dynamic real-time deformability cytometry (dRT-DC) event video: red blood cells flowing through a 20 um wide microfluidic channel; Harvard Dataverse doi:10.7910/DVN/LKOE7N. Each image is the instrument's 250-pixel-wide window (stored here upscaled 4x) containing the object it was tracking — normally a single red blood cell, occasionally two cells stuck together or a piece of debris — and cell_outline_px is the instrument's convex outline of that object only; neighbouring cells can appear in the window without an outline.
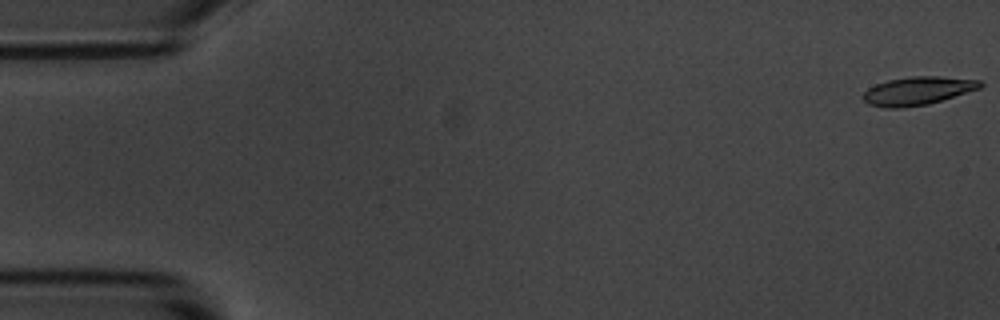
{"species": "common noctule bat (a hibernating species)", "species_latin": "Nyctalus noctula", "temperature_condition": "room temperature", "stored_images_in_passage": 5, "segment_of_instrument_passage": [2, 2], "camera_frame_rate_fps": 3000, "um_per_image_px": 0.085, "animal": {"sex": "male", "body_mass_g": 20.1, "forearm_length_mm": 53.5}, "frame": {"image": 1, "passage_image": 5, "time_ms": 5.667, "image_size_px": [1000, 320], "cell_outline_px": [[984, 84], [980, 88], [928, 104], [900, 108], [888, 108], [868, 104], [860, 96], [868, 88], [876, 84], [888, 80], [912, 76], [940, 76], [980, 80]], "centroid_in_image_um": [77.98, 7.72], "position_along_channel_um": 7.0, "area_um2": 19.25}}